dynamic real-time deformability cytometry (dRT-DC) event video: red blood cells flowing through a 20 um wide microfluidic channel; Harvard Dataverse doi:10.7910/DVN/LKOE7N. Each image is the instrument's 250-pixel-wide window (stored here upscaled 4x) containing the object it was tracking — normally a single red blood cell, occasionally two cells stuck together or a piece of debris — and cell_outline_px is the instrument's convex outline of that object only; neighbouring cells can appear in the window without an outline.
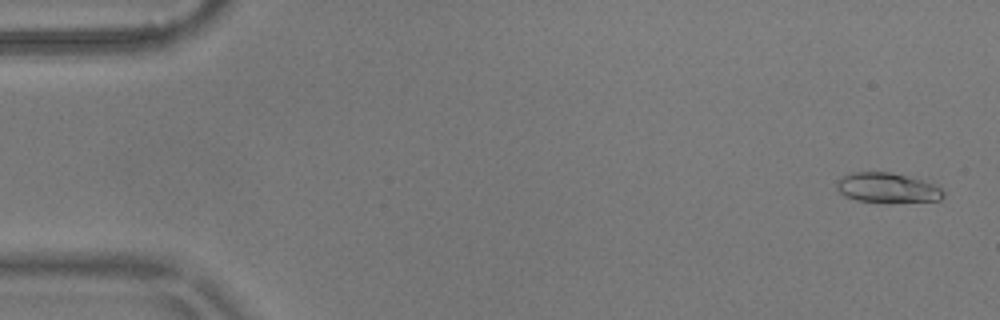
{"species": "common noctule bat (a hibernating species)", "species_latin": "Nyctalus noctula", "temperature_condition": "warm", "stored_images_in_passage": 5, "camera_frame_rate_fps": 3000, "um_per_image_px": 0.085, "animal": {"sex": "male", "body_mass_g": 17.9}, "frame": {"image": 1, "passage_image": 1, "time_ms": 0.0, "image_size_px": [1000, 320], "cell_outline_px": [[944, 196], [940, 200], [888, 204], [856, 200], [844, 196], [836, 188], [836, 180], [852, 172], [888, 172], [924, 180], [940, 188], [944, 192]], "centroid_in_image_um": [75.41, 16.0], "position_along_channel_um": 9.6, "area_um2": 18.96}}